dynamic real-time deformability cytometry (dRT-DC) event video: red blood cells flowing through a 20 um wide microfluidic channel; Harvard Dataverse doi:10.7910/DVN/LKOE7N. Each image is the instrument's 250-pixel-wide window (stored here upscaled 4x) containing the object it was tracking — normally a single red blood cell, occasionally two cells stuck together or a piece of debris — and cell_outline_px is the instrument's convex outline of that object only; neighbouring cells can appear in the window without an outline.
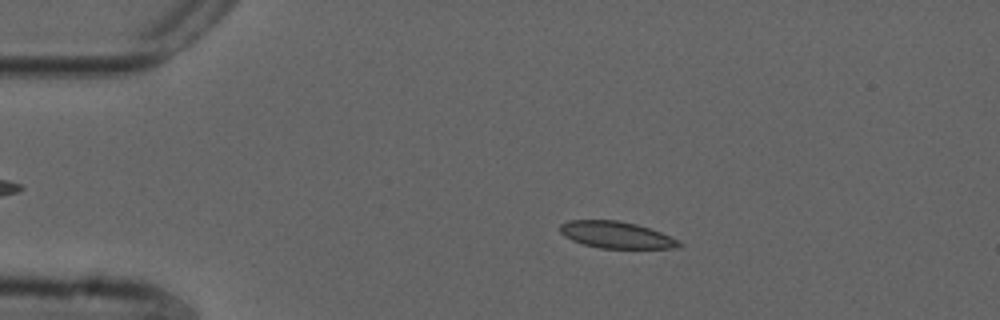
{"species": "common noctule bat (a hibernating species)", "species_latin": "Nyctalus noctula", "temperature_condition": "cold", "stored_images_in_passage": 54, "camera_frame_rate_fps": 3000, "um_per_image_px": 0.085, "animal": {"sex": "male", "forearm_length_mm": 52.5}, "frame": {"image": 1, "passage_image": 10, "time_ms": 3.0, "image_size_px": [1000, 320], "cell_outline_px": [[684, 244], [680, 248], [600, 248], [584, 244], [572, 240], [564, 236], [560, 232], [560, 224], [568, 220], [616, 220], [636, 224], [660, 232], [680, 240]], "centroid_in_image_um": [52.4, 19.97], "position_along_channel_um": 32.6, "area_um2": 18.55}}
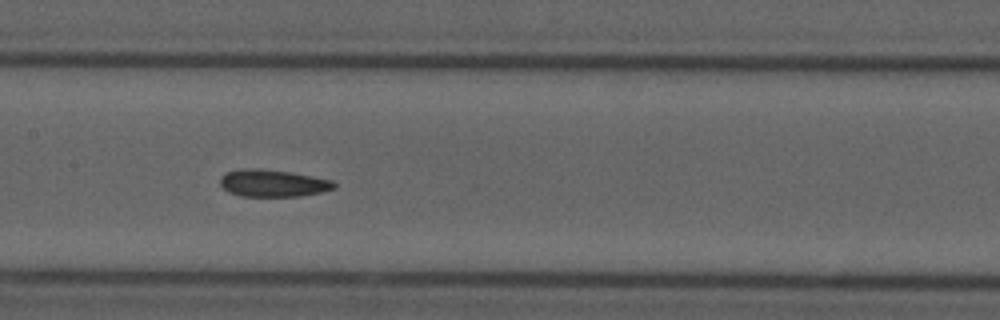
{"frame": {"image": 2, "passage_image": 26, "time_ms": 8.333, "image_size_px": [1000, 320], "cell_outline_px": [[336, 188], [320, 192], [300, 196], [240, 196], [228, 192], [220, 184], [220, 176], [228, 172], [240, 168], [260, 168], [288, 172], [312, 176], [332, 180], [336, 184]], "centroid_in_image_um": [23.17, 15.57], "position_along_channel_um": 184.2, "area_um2": 18.03}}
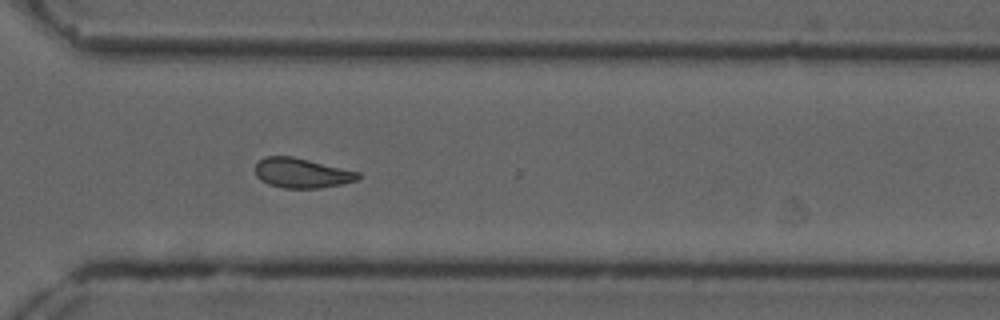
{"frame": {"image": 3, "passage_image": 39, "time_ms": 12.667, "image_size_px": [1000, 320], "cell_outline_px": [[360, 180], [320, 188], [284, 188], [268, 184], [260, 180], [256, 176], [256, 164], [264, 156], [292, 156], [360, 172]], "centroid_in_image_um": [25.65, 14.71], "position_along_channel_um": 344.9, "area_um2": 17.86}, "authors_computed_cell_mechanics": {"area_um2": 18.3226, "velocity_mm_per_s": 3.7157, "shape_relaxation_time_tau1_ms": null, "shape_relaxation_time_tau2_ms": 2.7455, "deformation_change_tau1": null, "deformation_change_tau2": 0.0811}}